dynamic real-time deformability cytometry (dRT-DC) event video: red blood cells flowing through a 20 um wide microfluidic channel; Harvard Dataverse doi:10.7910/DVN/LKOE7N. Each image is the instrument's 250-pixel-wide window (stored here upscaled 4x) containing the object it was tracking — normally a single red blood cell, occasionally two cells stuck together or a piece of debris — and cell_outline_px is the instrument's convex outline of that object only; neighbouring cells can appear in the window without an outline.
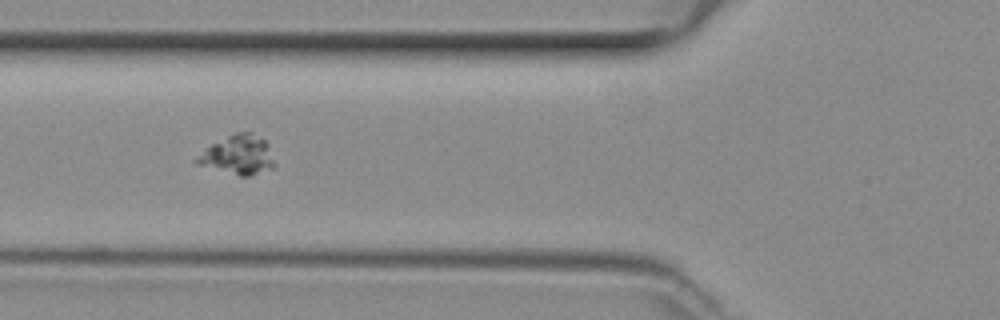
{"species": "common noctule bat (a hibernating species)", "species_latin": "Nyctalus noctula", "temperature_condition": "room temperature", "stored_images_in_passage": 31, "camera_frame_rate_fps": 3000, "um_per_image_px": 0.085, "animal": {"sex": "female", "body_mass_g": 29.2, "forearm_length_mm": 56.3}, "frame": {"image": 1, "passage_image": 3, "time_ms": 0.667, "image_size_px": [1000, 320], "cell_outline_px": [[276, 168], [248, 176], [240, 176], [196, 164], [192, 160], [212, 144], [236, 132], [248, 132], [264, 140], [276, 164]], "centroid_in_image_um": [20.23, 13.2], "position_along_channel_um": 105.6, "area_um2": 17.46}}
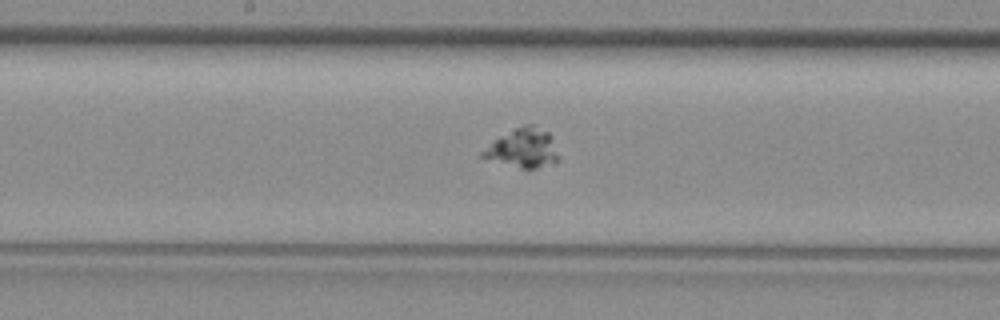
{"frame": {"image": 2, "passage_image": 10, "time_ms": 3.0, "image_size_px": [1000, 320], "cell_outline_px": [[560, 160], [536, 168], [520, 168], [480, 156], [480, 152], [496, 140], [516, 128], [524, 124], [532, 124], [548, 132], [552, 136], [560, 156]], "centroid_in_image_um": [44.53, 12.59], "position_along_channel_um": 203.7, "area_um2": 16.88}}
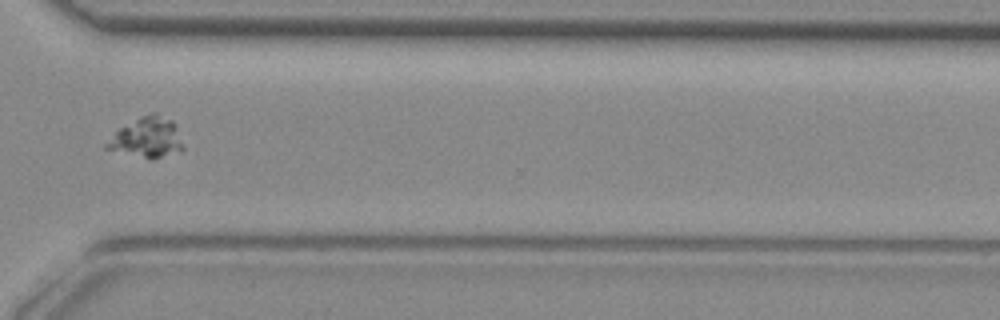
{"frame": {"image": 3, "passage_image": 21, "time_ms": 6.667, "image_size_px": [1000, 320], "cell_outline_px": [[184, 148], [152, 160], [148, 160], [104, 148], [104, 144], [120, 128], [140, 116], [152, 112], [156, 112], [172, 120], [176, 124]], "centroid_in_image_um": [12.49, 11.69], "position_along_channel_um": 358.1, "area_um2": 17.92}}